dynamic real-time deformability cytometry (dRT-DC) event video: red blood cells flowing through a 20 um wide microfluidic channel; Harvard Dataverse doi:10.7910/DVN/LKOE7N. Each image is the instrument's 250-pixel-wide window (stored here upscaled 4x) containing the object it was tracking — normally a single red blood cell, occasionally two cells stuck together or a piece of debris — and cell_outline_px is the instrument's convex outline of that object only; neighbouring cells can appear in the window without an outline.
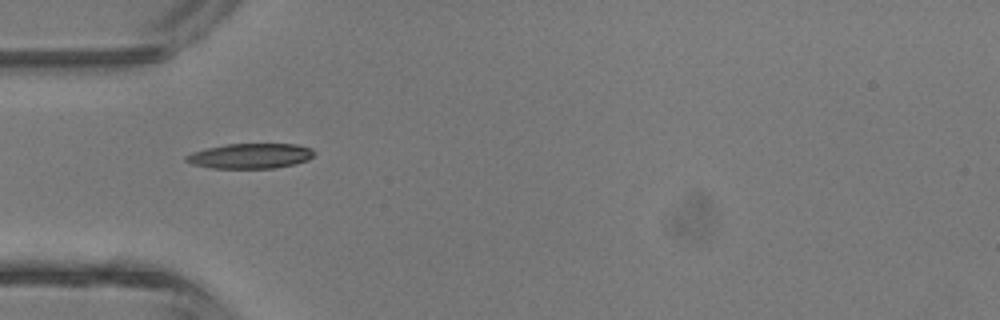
{"species": "common noctule bat (a hibernating species)", "species_latin": "Nyctalus noctula", "temperature_condition": "room temperature", "stored_images_in_passage": 5, "camera_frame_rate_fps": 3000, "um_per_image_px": 0.085, "animal": {"sex": "male", "body_mass_g": 13.3}, "frame": {"image": 1, "passage_image": 5, "time_ms": 4.333, "image_size_px": [1000, 320], "cell_outline_px": [[316, 152], [308, 160], [276, 168], [212, 168], [192, 164], [184, 160], [184, 156], [192, 152], [204, 148], [228, 144], [296, 144], [312, 148]], "centroid_in_image_um": [21.26, 13.25], "position_along_channel_um": 63.7, "area_um2": 18.79}}